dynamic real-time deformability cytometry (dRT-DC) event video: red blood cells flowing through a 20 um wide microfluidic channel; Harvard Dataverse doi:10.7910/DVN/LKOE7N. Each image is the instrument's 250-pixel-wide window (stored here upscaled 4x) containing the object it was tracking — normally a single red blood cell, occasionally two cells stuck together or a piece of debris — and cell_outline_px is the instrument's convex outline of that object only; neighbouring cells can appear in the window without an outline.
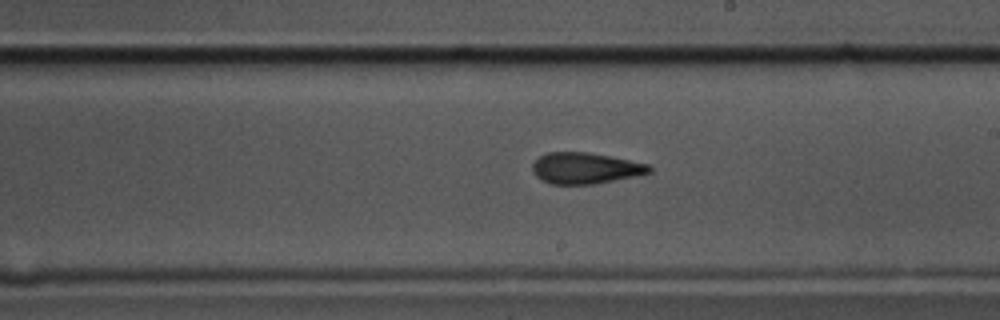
{"species": "common noctule bat (a hibernating species)", "species_latin": "Nyctalus noctula", "temperature_condition": "cold", "stored_images_in_passage": 39, "camera_frame_rate_fps": 3000, "um_per_image_px": 0.085, "animal": {"sex": "male", "body_mass_g": 17.5, "forearm_length_mm": 52.3}, "frame": {"image": 1, "passage_image": 15, "time_ms": 4.667, "image_size_px": [1000, 320], "cell_outline_px": [[652, 172], [592, 184], [552, 184], [536, 176], [532, 168], [532, 164], [540, 156], [548, 152], [588, 152], [612, 156], [648, 164], [652, 168]], "centroid_in_image_um": [49.75, 14.28], "position_along_channel_um": 239.3, "area_um2": 20.92}}
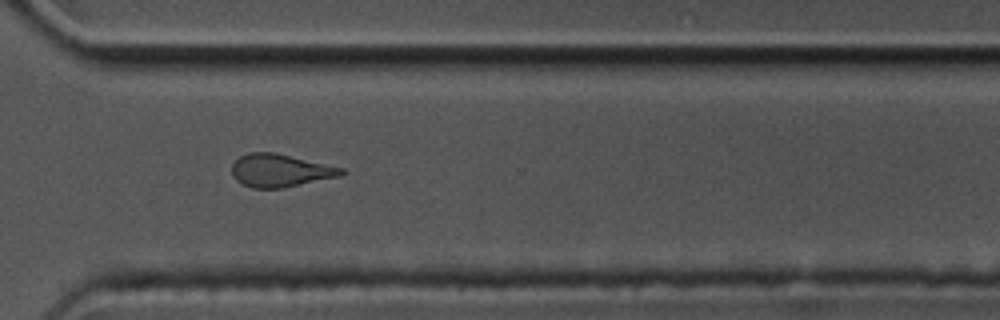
{"frame": {"image": 2, "passage_image": 24, "time_ms": 7.667, "image_size_px": [1000, 320], "cell_outline_px": [[348, 172], [344, 176], [284, 188], [252, 188], [240, 184], [232, 176], [232, 164], [240, 156], [248, 152], [272, 152], [344, 168]], "centroid_in_image_um": [23.85, 14.51], "position_along_channel_um": 346.8, "area_um2": 21.27}}
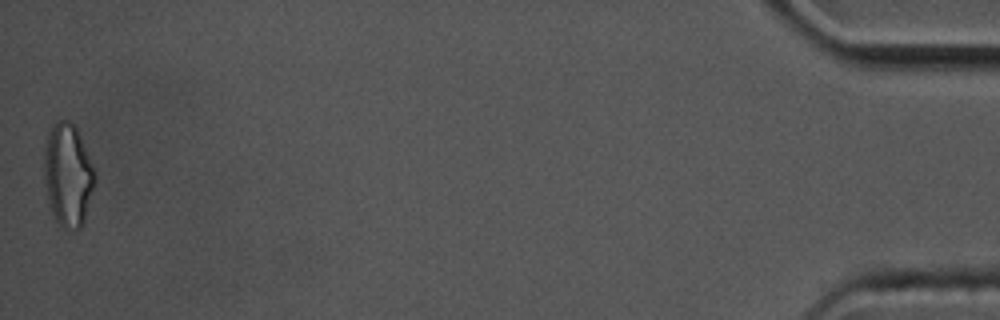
{"frame": {"image": 3, "passage_image": 39, "time_ms": 12.667, "image_size_px": [1000, 320], "cell_outline_px": [[96, 180], [84, 224], [80, 228], [64, 228], [56, 220], [52, 212], [48, 200], [44, 180], [44, 148], [48, 132], [52, 124], [56, 120], [68, 120], [76, 128], [80, 136], [96, 172]], "centroid_in_image_um": [5.78, 14.86], "position_along_channel_um": 429.4, "area_um2": 30.58}}